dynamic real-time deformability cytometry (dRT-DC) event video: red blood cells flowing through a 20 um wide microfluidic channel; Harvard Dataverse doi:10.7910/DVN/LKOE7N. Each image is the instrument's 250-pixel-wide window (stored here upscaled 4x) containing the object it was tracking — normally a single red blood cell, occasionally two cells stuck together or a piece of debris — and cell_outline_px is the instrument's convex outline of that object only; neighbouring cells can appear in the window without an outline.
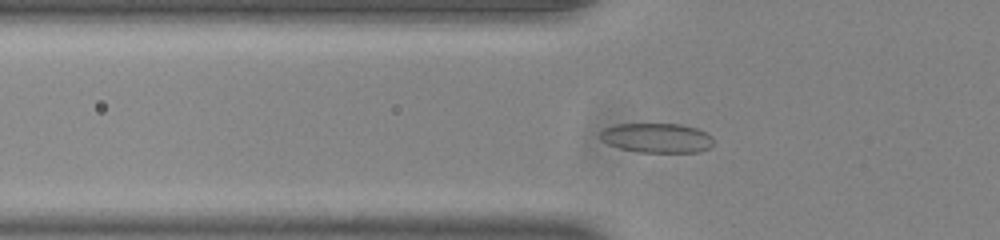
{"species": "common noctule bat (a hibernating species)", "species_latin": "Nyctalus noctula", "temperature_condition": "room temperature", "stored_images_in_passage": 47, "camera_frame_rate_fps": 3000, "um_per_image_px": 0.085, "animal": {"sex": "male", "body_mass_g": 20.0, "forearm_length_mm": 53.3}, "frame": {"image": 1, "passage_image": 12, "time_ms": 3.667, "image_size_px": [1000, 240], "cell_outline_px": [[712, 144], [708, 148], [700, 152], [640, 152], [620, 148], [608, 144], [600, 136], [600, 132], [604, 128], [616, 124], [680, 124], [696, 128], [712, 136]], "centroid_in_image_um": [55.83, 11.72], "position_along_channel_um": 70.0, "area_um2": 19.36}}
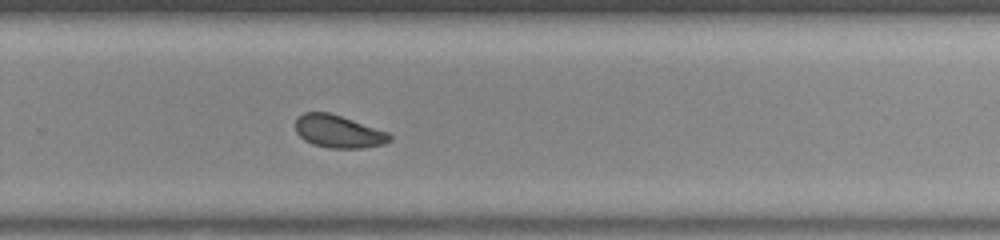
{"frame": {"image": 2, "passage_image": 30, "time_ms": 9.667, "image_size_px": [1000, 240], "cell_outline_px": [[392, 140], [384, 144], [364, 148], [328, 148], [312, 144], [304, 140], [296, 132], [296, 120], [304, 112], [328, 112], [388, 132], [392, 136]], "centroid_in_image_um": [28.77, 11.19], "position_along_channel_um": 301.0, "area_um2": 17.86}}
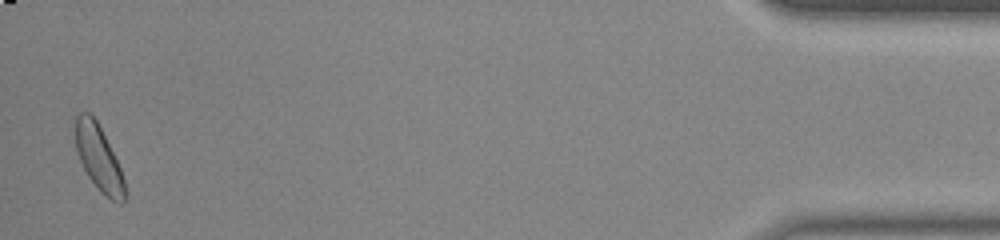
{"frame": {"image": 3, "passage_image": 46, "time_ms": 15.0, "image_size_px": [1000, 240], "cell_outline_px": [[124, 204], [120, 204], [112, 200], [100, 192], [88, 176], [76, 152], [76, 116], [80, 112], [88, 112], [96, 120], [120, 168], [124, 180]], "centroid_in_image_um": [8.38, 13.46], "position_along_channel_um": 426.8, "area_um2": 18.26}, "authors_computed_cell_mechanics": {"area_um2": 18.3804, "velocity_mm_per_s": 3.8736, "shape_relaxation_time_tau1_ms": 10.374, "shape_relaxation_time_tau2_ms": 2.87, "deformation_change_tau1": 0.1863, "deformation_change_tau2": 0.0764}}